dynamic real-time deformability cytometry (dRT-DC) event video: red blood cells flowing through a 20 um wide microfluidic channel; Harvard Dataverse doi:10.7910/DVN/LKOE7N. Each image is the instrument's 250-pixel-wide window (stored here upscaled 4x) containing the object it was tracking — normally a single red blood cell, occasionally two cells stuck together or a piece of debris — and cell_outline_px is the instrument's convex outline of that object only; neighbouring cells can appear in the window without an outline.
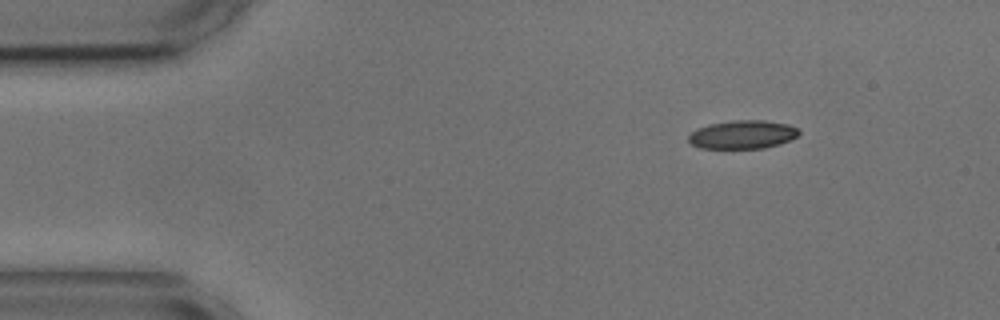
{"species": "common noctule bat (a hibernating species)", "species_latin": "Nyctalus noctula", "temperature_condition": "cold", "stored_images_in_passage": 17, "camera_frame_rate_fps": 3000, "um_per_image_px": 0.085, "animal": {"sex": "male", "body_mass_g": 17.9, "forearm_length_mm": 54.2}, "frame": {"image": 1, "passage_image": 1, "time_ms": 0.0, "image_size_px": [1000, 320], "cell_outline_px": [[800, 132], [792, 140], [780, 144], [764, 148], [700, 148], [692, 144], [688, 140], [688, 136], [696, 128], [708, 124], [732, 120], [764, 120], [788, 124], [796, 128]], "centroid_in_image_um": [63.11, 11.43], "position_along_channel_um": 21.9, "area_um2": 18.38}}